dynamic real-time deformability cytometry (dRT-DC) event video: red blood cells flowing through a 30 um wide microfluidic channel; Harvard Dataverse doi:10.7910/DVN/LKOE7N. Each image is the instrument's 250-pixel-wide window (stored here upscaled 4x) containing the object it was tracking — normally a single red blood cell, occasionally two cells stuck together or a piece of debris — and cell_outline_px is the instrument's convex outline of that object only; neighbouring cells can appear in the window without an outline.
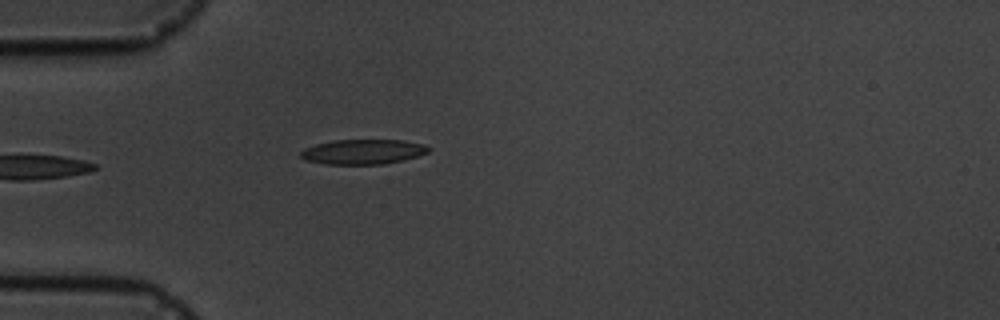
{"species": "common noctule bat (a hibernating species)", "species_latin": "Nyctalus noctula", "temperature_condition": "cold", "stored_images_in_passage": 4, "camera_frame_rate_fps": 3000, "um_per_image_px": 0.085, "animal": {"sex": "male", "body_mass_g": 19.5, "forearm_length_mm": 54.6}, "frame": {"image": 1, "passage_image": 4, "time_ms": 4.333, "image_size_px": [1000, 320], "cell_outline_px": [[432, 148], [428, 152], [416, 156], [384, 164], [324, 164], [304, 160], [300, 156], [300, 152], [304, 148], [316, 144], [332, 140], [404, 140], [424, 144]], "centroid_in_image_um": [30.82, 12.89], "position_along_channel_um": 54.2, "area_um2": 18.55}}